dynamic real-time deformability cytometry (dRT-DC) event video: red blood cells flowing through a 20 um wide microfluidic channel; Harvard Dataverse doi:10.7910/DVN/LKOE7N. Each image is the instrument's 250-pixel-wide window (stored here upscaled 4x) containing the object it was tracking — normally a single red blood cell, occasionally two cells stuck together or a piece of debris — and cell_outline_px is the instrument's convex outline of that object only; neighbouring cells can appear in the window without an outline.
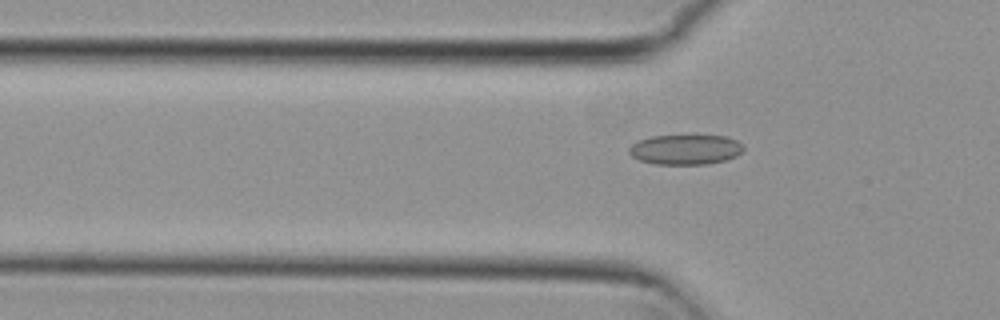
{"species": "common noctule bat (a hibernating species)", "species_latin": "Nyctalus noctula", "temperature_condition": "cold", "stored_images_in_passage": 7, "segment_of_instrument_passage": [2, 2], "camera_frame_rate_fps": 3000, "um_per_image_px": 0.085, "animal": {"sex": "female", "body_mass_g": 29.2, "forearm_length_mm": 56.3}, "frame": {"image": 1, "passage_image": 7, "time_ms": 2.0, "image_size_px": [1000, 320], "cell_outline_px": [[744, 152], [736, 156], [724, 160], [708, 164], [656, 164], [640, 160], [632, 156], [628, 152], [628, 148], [632, 144], [640, 140], [652, 136], [728, 136], [744, 144]], "centroid_in_image_um": [58.3, 12.71], "position_along_channel_um": 67.5, "area_um2": 20.0}}